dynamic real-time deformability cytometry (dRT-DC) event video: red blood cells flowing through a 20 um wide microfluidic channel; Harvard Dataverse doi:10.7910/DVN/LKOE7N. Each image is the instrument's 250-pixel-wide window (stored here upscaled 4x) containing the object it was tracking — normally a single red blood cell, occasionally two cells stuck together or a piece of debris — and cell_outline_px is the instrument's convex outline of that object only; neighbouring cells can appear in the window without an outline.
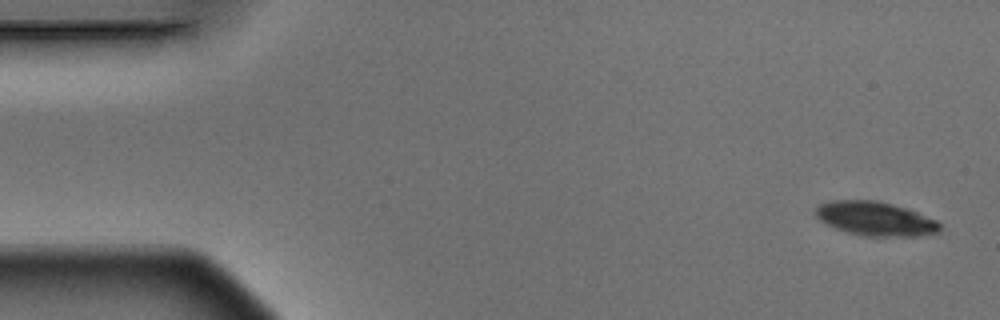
{"species": "Egyptian fruit bat (a non-hibernating species)", "species_latin": "Rousettus aegyptiacus", "temperature_condition": "warm", "stored_images_in_passage": 4, "camera_frame_rate_fps": 3000, "um_per_image_px": 0.085, "animal": {"sex": "male"}, "frame": {"image": 1, "passage_image": 1, "time_ms": 0.0, "image_size_px": [1000, 320], "cell_outline_px": [[940, 232], [924, 236], [864, 236], [848, 232], [836, 228], [820, 220], [816, 216], [816, 208], [820, 204], [832, 200], [876, 200], [892, 204], [936, 220], [940, 224]], "centroid_in_image_um": [74.41, 18.6], "position_along_channel_um": 10.6, "area_um2": 24.33}}
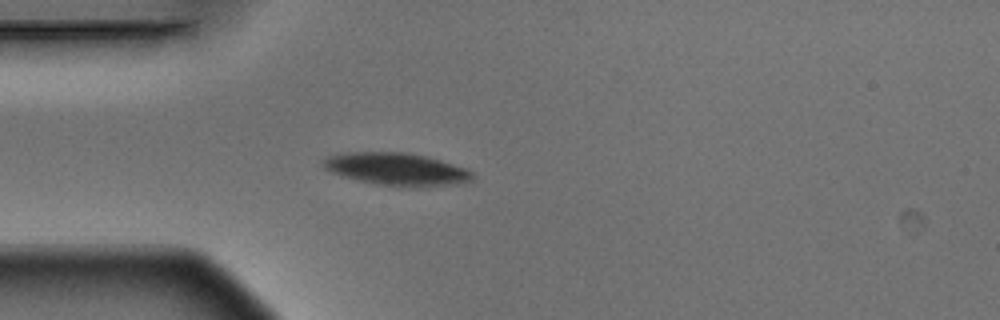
{"frame": {"image": 2, "passage_image": 4, "time_ms": 1.0, "image_size_px": [1000, 320], "cell_outline_px": [[476, 176], [472, 180], [464, 184], [420, 188], [416, 188], [376, 184], [344, 176], [332, 172], [324, 168], [324, 160], [328, 156], [348, 152], [404, 152], [424, 156], [440, 160], [468, 168]], "centroid_in_image_um": [33.84, 14.4], "position_along_channel_um": 51.2, "area_um2": 28.55}}